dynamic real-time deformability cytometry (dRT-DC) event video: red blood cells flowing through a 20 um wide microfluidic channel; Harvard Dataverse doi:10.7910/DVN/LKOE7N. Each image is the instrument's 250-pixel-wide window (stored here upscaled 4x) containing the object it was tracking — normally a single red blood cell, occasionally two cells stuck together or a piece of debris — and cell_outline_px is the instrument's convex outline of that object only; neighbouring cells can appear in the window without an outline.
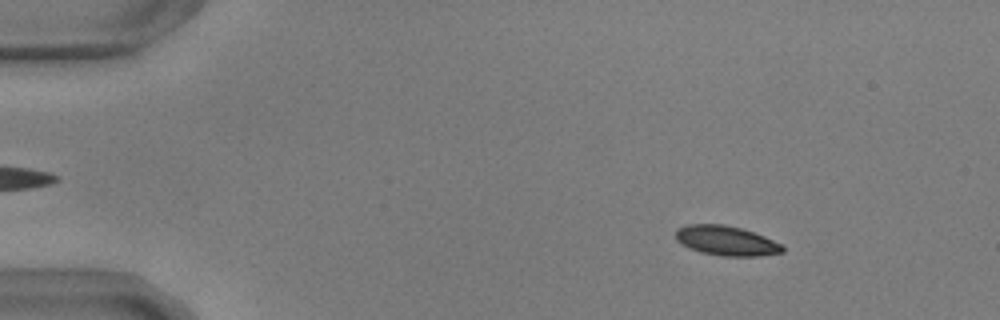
{"species": "common noctule bat (a hibernating species)", "species_latin": "Nyctalus noctula", "temperature_condition": "warm", "stored_images_in_passage": 18, "camera_frame_rate_fps": 3000, "um_per_image_px": 0.085, "animal": {"sex": "male", "body_mass_g": 17.9, "forearm_length_mm": 54.2}, "frame": {"image": 1, "passage_image": 8, "time_ms": 2.333, "image_size_px": [1000, 320], "cell_outline_px": [[784, 252], [756, 256], [724, 256], [700, 252], [688, 248], [680, 244], [676, 240], [676, 228], [688, 224], [724, 224], [740, 228], [764, 236], [780, 244], [784, 248]], "centroid_in_image_um": [61.68, 20.46], "position_along_channel_um": 23.3, "area_um2": 18.44}}